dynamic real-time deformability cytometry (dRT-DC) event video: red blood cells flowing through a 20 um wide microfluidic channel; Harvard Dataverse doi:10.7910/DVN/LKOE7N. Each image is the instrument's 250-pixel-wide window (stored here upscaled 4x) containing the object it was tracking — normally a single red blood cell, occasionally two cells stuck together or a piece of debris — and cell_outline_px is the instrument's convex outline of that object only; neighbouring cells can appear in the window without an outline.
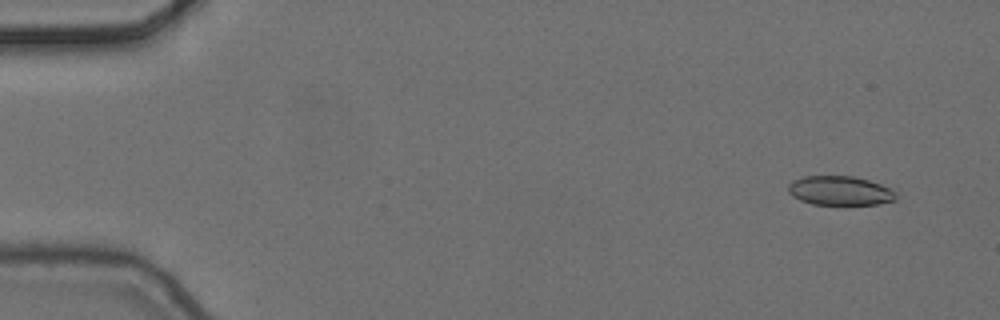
{"species": "common noctule bat (a hibernating species)", "species_latin": "Nyctalus noctula", "temperature_condition": "cold", "stored_images_in_passage": 6, "camera_frame_rate_fps": 3000, "um_per_image_px": 0.085, "animal": {"sex": "female", "body_mass_g": 24.6, "forearm_length_mm": 56.2}, "frame": {"image": 1, "passage_image": 2, "time_ms": 0.333, "image_size_px": [1000, 320], "cell_outline_px": [[896, 200], [880, 204], [812, 204], [800, 200], [792, 196], [788, 192], [788, 184], [792, 180], [804, 176], [852, 176], [868, 180], [880, 184], [896, 192]], "centroid_in_image_um": [71.37, 16.21], "position_along_channel_um": 13.6, "area_um2": 18.32}}
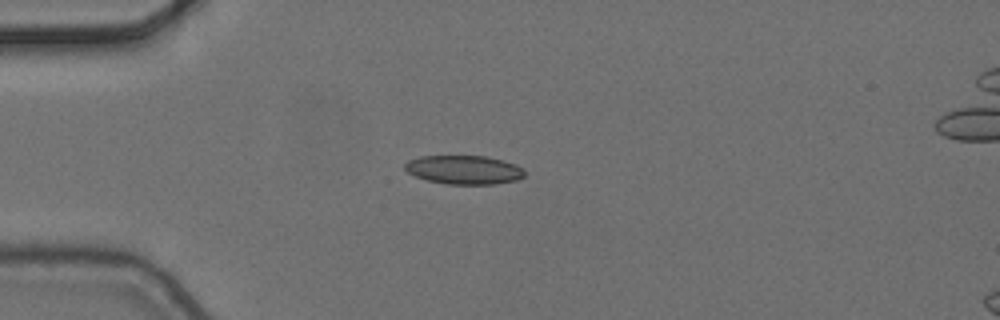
{"frame": {"image": 2, "passage_image": 5, "time_ms": 1.333, "image_size_px": [1000, 320], "cell_outline_px": [[524, 176], [516, 180], [492, 184], [448, 184], [428, 180], [416, 176], [408, 172], [404, 168], [404, 164], [408, 160], [420, 156], [484, 156], [504, 160], [516, 164], [524, 168]], "centroid_in_image_um": [39.45, 14.42], "position_along_channel_um": 45.6, "area_um2": 20.06}}